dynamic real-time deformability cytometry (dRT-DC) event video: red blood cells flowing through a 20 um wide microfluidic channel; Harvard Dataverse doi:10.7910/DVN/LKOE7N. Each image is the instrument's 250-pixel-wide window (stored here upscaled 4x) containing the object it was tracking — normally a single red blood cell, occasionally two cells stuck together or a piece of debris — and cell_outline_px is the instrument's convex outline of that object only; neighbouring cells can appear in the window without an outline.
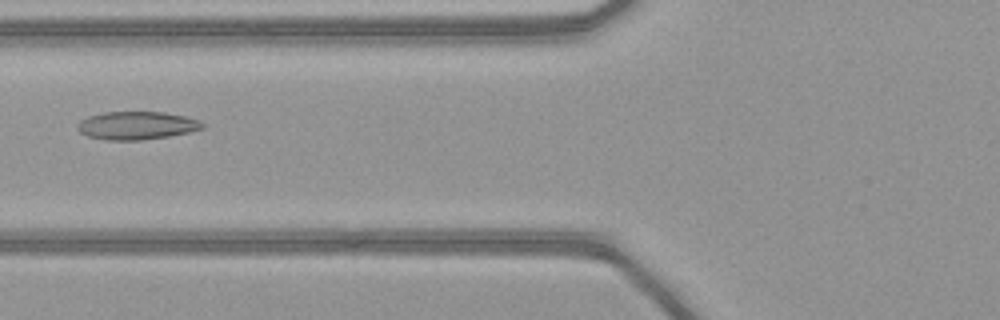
{"species": "common noctule bat (a hibernating species)", "species_latin": "Nyctalus noctula", "temperature_condition": "warm", "stored_images_in_passage": 51, "camera_frame_rate_fps": 3000, "um_per_image_px": 0.085, "animal": {"sex": "female", "body_mass_g": 21.9}, "frame": {"image": 1, "passage_image": 21, "time_ms": 6.667, "image_size_px": [1000, 320], "cell_outline_px": [[204, 128], [188, 132], [168, 136], [140, 140], [104, 140], [88, 136], [80, 132], [76, 128], [76, 124], [80, 120], [88, 116], [104, 112], [164, 112], [184, 116], [200, 120], [204, 124]], "centroid_in_image_um": [11.59, 10.66], "position_along_channel_um": 114.2, "area_um2": 20.46}}
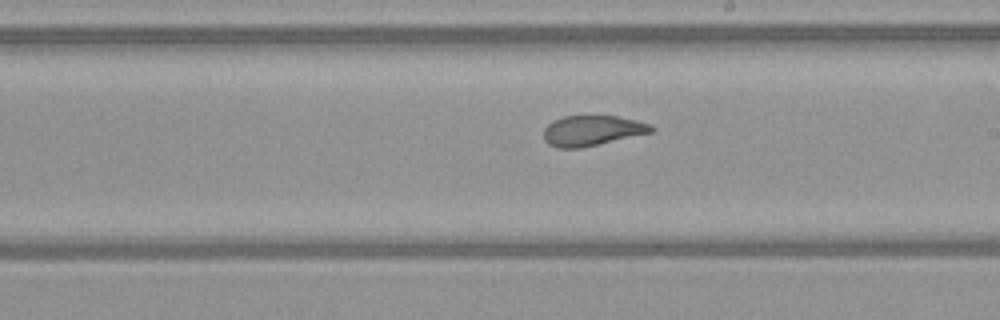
{"frame": {"image": 2, "passage_image": 30, "time_ms": 9.667, "image_size_px": [1000, 320], "cell_outline_px": [[656, 128], [652, 132], [580, 148], [556, 148], [548, 144], [544, 140], [544, 128], [552, 120], [564, 116], [616, 116], [636, 120], [652, 124]], "centroid_in_image_um": [50.32, 11.1], "position_along_channel_um": 238.7, "area_um2": 19.02}}
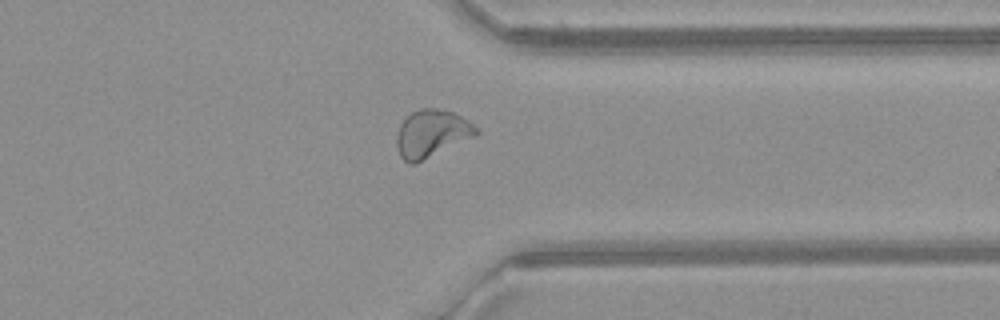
{"frame": {"image": 3, "passage_image": 40, "time_ms": 13.0, "image_size_px": [1000, 320], "cell_outline_px": [[480, 132], [476, 136], [416, 164], [408, 164], [400, 156], [396, 144], [396, 136], [400, 124], [412, 112], [420, 108], [436, 108], [452, 112], [468, 120]], "centroid_in_image_um": [36.68, 11.37], "position_along_channel_um": 374.7, "area_um2": 22.08}, "authors_computed_cell_mechanics": {"area_um2": 22.4842, "velocity_mm_per_s": 4.1342, "shape_relaxation_time_tau1_ms": 8.0039, "shape_relaxation_time_tau2_ms": 1.0773, "deformation_change_tau1": 0.209, "deformation_change_tau2": 0.0752}}